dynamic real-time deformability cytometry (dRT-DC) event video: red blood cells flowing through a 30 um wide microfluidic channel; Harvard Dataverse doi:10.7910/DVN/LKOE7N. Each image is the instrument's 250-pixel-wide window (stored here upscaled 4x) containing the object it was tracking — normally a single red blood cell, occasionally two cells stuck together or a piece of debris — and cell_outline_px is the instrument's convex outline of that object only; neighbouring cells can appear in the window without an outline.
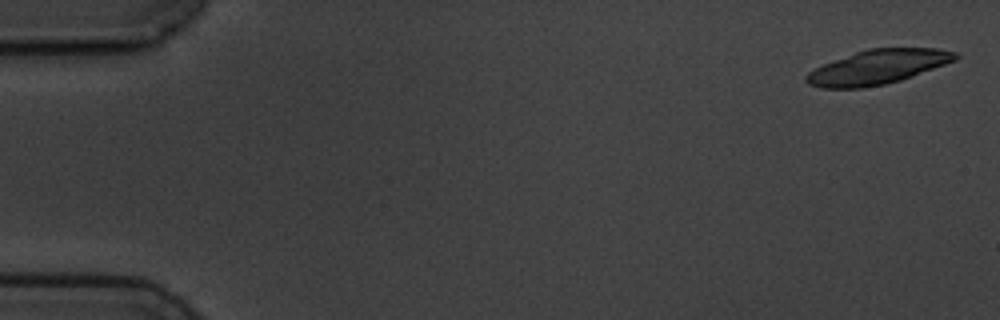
{"species": "common noctule bat (a hibernating species)", "species_latin": "Nyctalus noctula", "temperature_condition": "cold", "stored_images_in_passage": 5, "camera_frame_rate_fps": 3000, "um_per_image_px": 0.085, "animal": {"sex": "male", "body_mass_g": 19.5, "forearm_length_mm": 54.6}, "frame": {"image": 1, "passage_image": 1, "time_ms": 0.0, "image_size_px": [1000, 320], "cell_outline_px": [[960, 56], [956, 60], [912, 76], [900, 80], [884, 84], [864, 88], [820, 88], [808, 84], [804, 80], [804, 76], [808, 72], [824, 64], [856, 52], [868, 48], [936, 48], [956, 52]], "centroid_in_image_um": [74.6, 5.7], "position_along_channel_um": 10.4, "area_um2": 29.65}}